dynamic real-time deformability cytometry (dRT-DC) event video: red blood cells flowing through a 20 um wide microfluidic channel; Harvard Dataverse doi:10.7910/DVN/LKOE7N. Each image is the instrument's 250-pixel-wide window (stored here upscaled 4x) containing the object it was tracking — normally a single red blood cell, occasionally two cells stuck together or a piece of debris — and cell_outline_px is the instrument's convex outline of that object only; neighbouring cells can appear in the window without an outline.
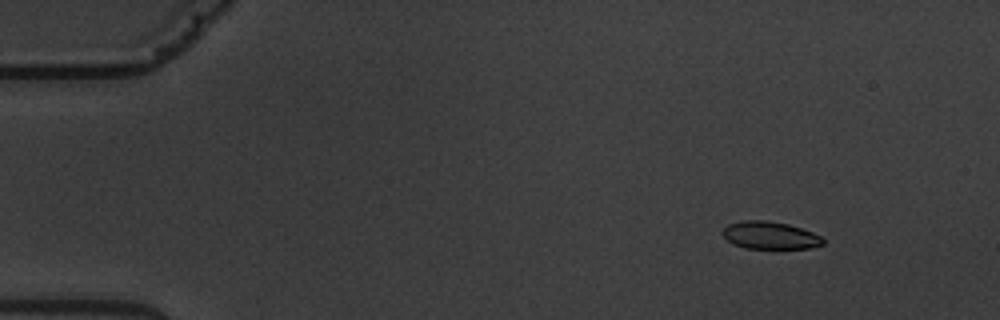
{"species": "common noctule bat (a hibernating species)", "species_latin": "Nyctalus noctula", "temperature_condition": "warm", "stored_images_in_passage": 4, "camera_frame_rate_fps": 3000, "um_per_image_px": 0.085, "animal": {"sex": "male", "body_mass_g": 19.5, "forearm_length_mm": 54.6}, "frame": {"image": 1, "passage_image": 2, "time_ms": 1.0, "image_size_px": [1000, 320], "cell_outline_px": [[824, 244], [808, 248], [744, 248], [732, 244], [720, 232], [728, 224], [744, 220], [764, 220], [788, 224], [812, 232], [820, 236], [824, 240]], "centroid_in_image_um": [65.42, 20.0], "position_along_channel_um": 19.6, "area_um2": 16.01}}
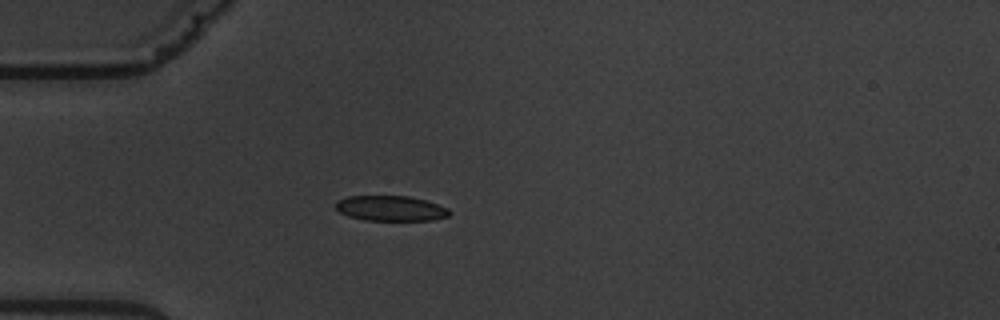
{"frame": {"image": 2, "passage_image": 4, "time_ms": 4.333, "image_size_px": [1000, 320], "cell_outline_px": [[452, 212], [448, 216], [432, 220], [364, 220], [348, 216], [340, 212], [336, 208], [336, 200], [348, 196], [408, 196], [424, 200], [448, 208]], "centroid_in_image_um": [33.19, 17.71], "position_along_channel_um": 51.8, "area_um2": 16.65}}